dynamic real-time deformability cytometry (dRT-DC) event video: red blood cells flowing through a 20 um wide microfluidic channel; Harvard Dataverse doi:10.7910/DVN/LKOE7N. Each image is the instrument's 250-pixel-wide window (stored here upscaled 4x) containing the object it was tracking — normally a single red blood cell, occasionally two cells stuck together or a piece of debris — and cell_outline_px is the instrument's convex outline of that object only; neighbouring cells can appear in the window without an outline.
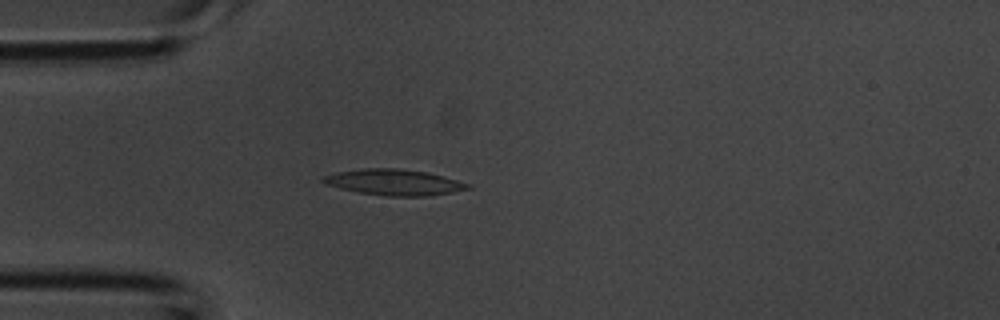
{"species": "common noctule bat (a hibernating species)", "species_latin": "Nyctalus noctula", "temperature_condition": "room temperature", "stored_images_in_passage": 2, "camera_frame_rate_fps": 3000, "um_per_image_px": 0.085, "animal": {"sex": "male", "body_mass_g": 20.1, "forearm_length_mm": 53.5}, "frame": {"image": 1, "passage_image": 2, "time_ms": 0.333, "image_size_px": [1000, 320], "cell_outline_px": [[472, 188], [432, 196], [388, 196], [356, 192], [324, 184], [320, 180], [320, 176], [336, 172], [360, 168], [396, 168], [428, 172], [472, 184]], "centroid_in_image_um": [33.47, 15.49], "position_along_channel_um": 51.5, "area_um2": 22.2}}